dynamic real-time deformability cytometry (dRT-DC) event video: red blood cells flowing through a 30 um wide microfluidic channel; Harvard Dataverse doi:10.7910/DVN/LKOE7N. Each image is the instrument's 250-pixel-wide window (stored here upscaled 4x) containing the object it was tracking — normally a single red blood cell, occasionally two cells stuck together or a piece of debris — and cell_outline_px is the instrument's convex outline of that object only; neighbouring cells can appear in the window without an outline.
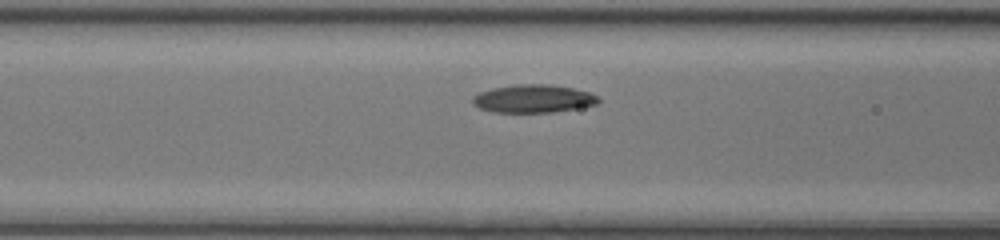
{"species": "common noctule bat (a hibernating species)", "species_latin": "Nyctalus noctula", "temperature_condition": "room temperature", "stored_images_in_passage": 7, "camera_frame_rate_fps": 3000, "um_per_image_px": 0.085, "animal": {"sex": "female", "body_mass_g": 17.0, "forearm_length_mm": 48.0}, "frame": {"image": 1, "passage_image": 6, "time_ms": 1.667, "image_size_px": [1000, 240], "cell_outline_px": [[600, 100], [596, 104], [552, 112], [492, 112], [480, 108], [472, 104], [472, 96], [480, 92], [492, 88], [512, 84], [548, 84], [572, 88], [588, 92], [596, 96]], "centroid_in_image_um": [45.26, 8.38], "position_along_channel_um": 121.3, "area_um2": 20.4}}